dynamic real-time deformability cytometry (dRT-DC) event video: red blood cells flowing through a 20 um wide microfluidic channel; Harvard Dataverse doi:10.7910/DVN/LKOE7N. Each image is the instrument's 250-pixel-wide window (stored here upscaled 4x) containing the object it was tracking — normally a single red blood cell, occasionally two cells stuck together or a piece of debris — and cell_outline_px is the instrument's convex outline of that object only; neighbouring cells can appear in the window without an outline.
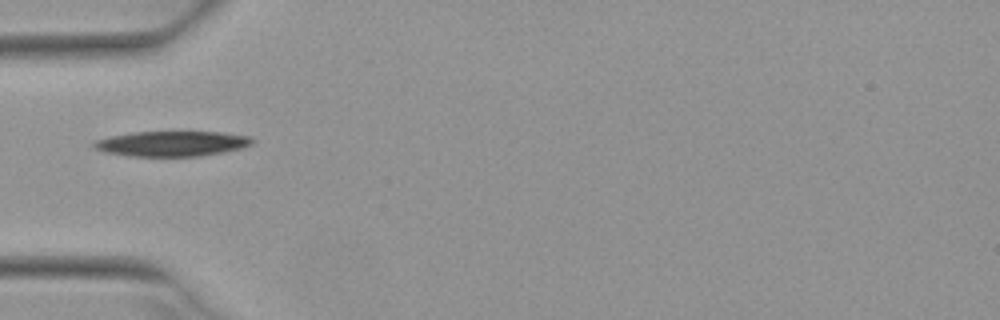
{"species": "Egyptian fruit bat (a non-hibernating species)", "species_latin": "Rousettus aegyptiacus", "temperature_condition": "warm", "stored_images_in_passage": 37, "camera_frame_rate_fps": 3000, "um_per_image_px": 0.085, "animal": {"sex": "female"}, "frame": {"image": 1, "passage_image": 1, "time_ms": 0.0, "image_size_px": [1000, 320], "cell_outline_px": [[256, 140], [252, 144], [240, 148], [224, 152], [200, 156], [132, 156], [104, 152], [92, 148], [92, 144], [96, 140], [112, 136], [132, 132], [220, 132], [252, 136]], "centroid_in_image_um": [14.63, 12.21], "position_along_channel_um": 70.4, "area_um2": 23.29}}
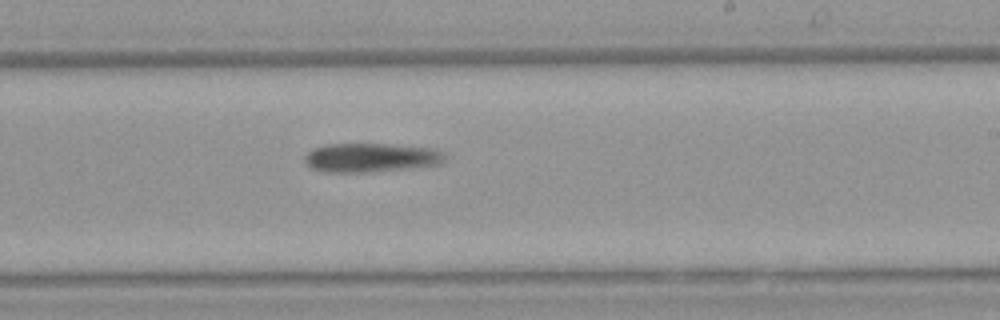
{"frame": {"image": 2, "passage_image": 16, "time_ms": 5.0, "image_size_px": [1000, 320], "cell_outline_px": [[448, 160], [444, 164], [420, 168], [364, 172], [324, 172], [312, 168], [304, 160], [304, 156], [312, 148], [324, 144], [388, 144], [436, 148], [444, 152], [448, 156]], "centroid_in_image_um": [31.65, 13.4], "position_along_channel_um": 257.4, "area_um2": 24.39}}
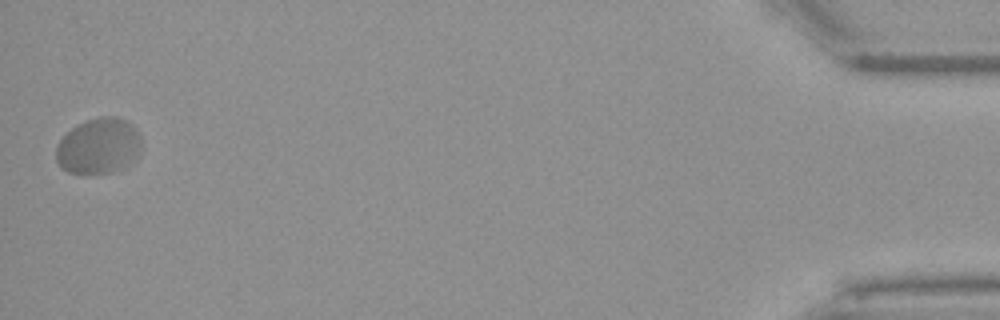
{"frame": {"image": 3, "passage_image": 37, "time_ms": 12.0, "image_size_px": [1000, 320], "cell_outline_px": [[140, 156], [128, 168], [112, 172], [68, 172], [60, 168], [56, 160], [56, 144], [72, 128], [88, 120], [100, 116], [116, 116], [124, 120], [136, 128], [140, 136]], "centroid_in_image_um": [8.43, 12.43], "position_along_channel_um": 426.8, "area_um2": 27.86}, "authors_computed_cell_mechanics": {"area_um2": 25.0852, "velocity_mm_per_s": 3.7567, "shape_relaxation_time_tau1_ms": null, "shape_relaxation_time_tau2_ms": 1.1838, "deformation_change_tau1": null, "deformation_change_tau2": 0.0343}}